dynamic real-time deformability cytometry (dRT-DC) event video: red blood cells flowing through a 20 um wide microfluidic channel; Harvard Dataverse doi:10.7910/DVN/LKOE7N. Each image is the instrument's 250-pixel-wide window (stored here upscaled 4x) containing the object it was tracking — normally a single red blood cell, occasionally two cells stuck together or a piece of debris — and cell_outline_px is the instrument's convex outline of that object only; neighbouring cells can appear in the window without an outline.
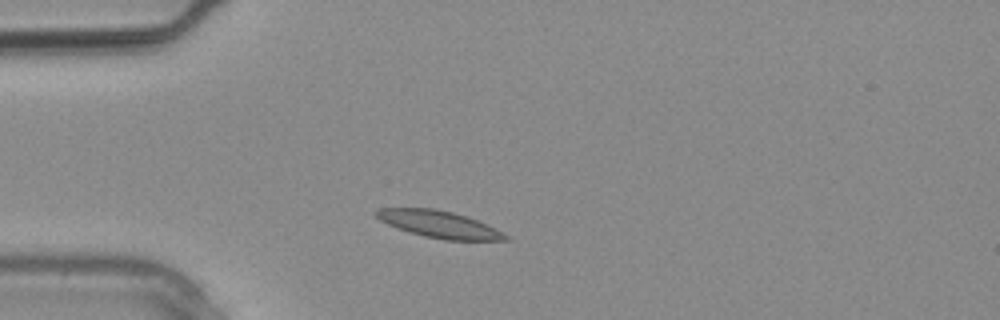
{"species": "common noctule bat (a hibernating species)", "species_latin": "Nyctalus noctula", "temperature_condition": "warm", "stored_images_in_passage": 2, "camera_frame_rate_fps": 3000, "um_per_image_px": 0.085, "animal": {"sex": "male", "body_mass_g": 20.4}, "frame": {"image": 1, "passage_image": 2, "time_ms": 0.333, "image_size_px": [1000, 320], "cell_outline_px": [[512, 240], [444, 240], [424, 236], [408, 232], [388, 224], [380, 220], [372, 212], [380, 208], [436, 208], [452, 212], [476, 220], [508, 236]], "centroid_in_image_um": [37.25, 19.06], "position_along_channel_um": 47.7, "area_um2": 20.0}}